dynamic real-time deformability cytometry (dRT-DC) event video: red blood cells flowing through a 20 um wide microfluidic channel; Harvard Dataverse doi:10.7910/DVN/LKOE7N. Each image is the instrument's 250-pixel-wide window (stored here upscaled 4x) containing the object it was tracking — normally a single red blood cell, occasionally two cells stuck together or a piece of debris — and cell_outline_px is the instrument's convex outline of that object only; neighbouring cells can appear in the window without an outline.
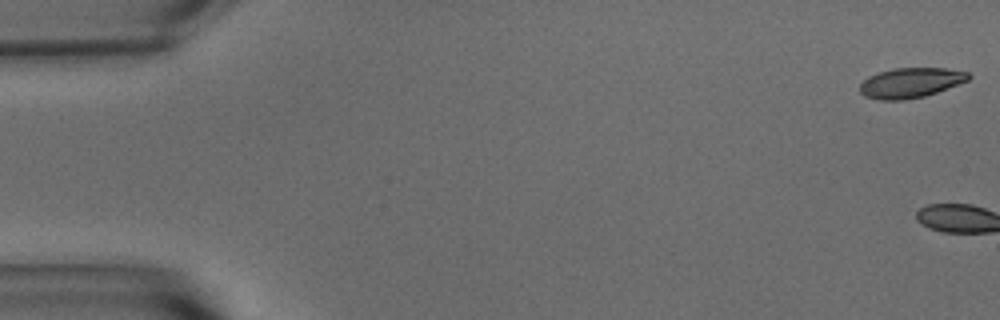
{"species": "common noctule bat (a hibernating species)", "species_latin": "Nyctalus noctula", "temperature_condition": "warm", "stored_images_in_passage": 3, "camera_frame_rate_fps": 3000, "um_per_image_px": 0.085, "animal": {"sex": "male", "body_mass_g": 15.6}, "frame": {"image": 1, "passage_image": 1, "time_ms": 0.0, "image_size_px": [1000, 320], "cell_outline_px": [[972, 76], [968, 80], [936, 92], [924, 96], [904, 100], [880, 100], [864, 96], [860, 92], [860, 84], [868, 76], [892, 68], [944, 68], [968, 72]], "centroid_in_image_um": [77.38, 7.03], "position_along_channel_um": 7.6, "area_um2": 18.9}}